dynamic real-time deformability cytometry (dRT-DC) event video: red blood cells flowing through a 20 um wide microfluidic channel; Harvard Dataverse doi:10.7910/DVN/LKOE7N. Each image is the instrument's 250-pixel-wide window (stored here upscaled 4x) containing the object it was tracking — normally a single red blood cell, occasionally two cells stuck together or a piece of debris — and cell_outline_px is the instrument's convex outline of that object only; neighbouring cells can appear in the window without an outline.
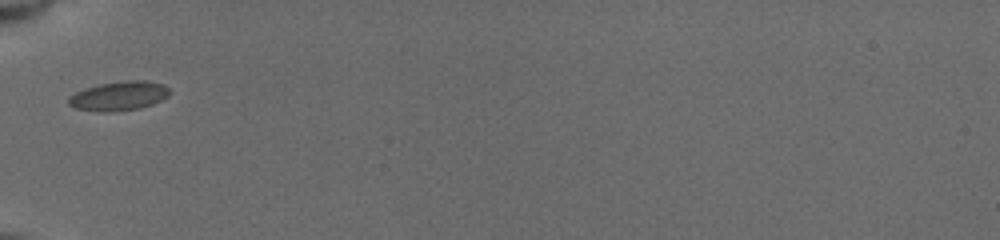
{"species": "common noctule bat (a hibernating species)", "species_latin": "Nyctalus noctula", "temperature_condition": "cold", "stored_images_in_passage": 5, "camera_frame_rate_fps": 3000, "um_per_image_px": 0.085, "animal": {"sex": "female", "body_mass_g": 19.5, "forearm_length_mm": 54.1}, "frame": {"image": 1, "passage_image": 1, "time_ms": 0.0, "image_size_px": [1000, 240], "cell_outline_px": [[168, 96], [152, 104], [140, 108], [108, 112], [104, 112], [76, 108], [68, 104], [68, 96], [76, 92], [100, 84], [124, 80], [144, 80], [164, 84], [168, 88]], "centroid_in_image_um": [10.11, 8.15], "position_along_channel_um": 74.9, "area_um2": 16.99}}
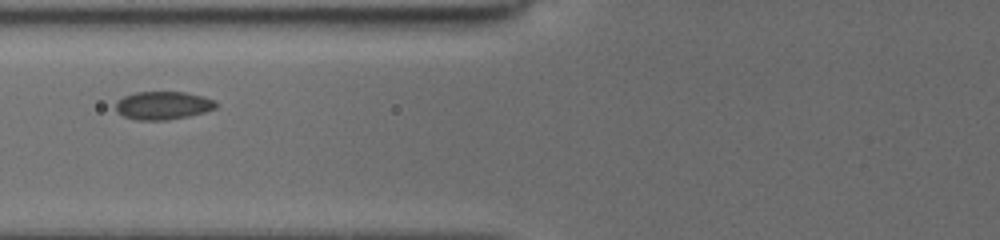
{"frame": {"image": 2, "passage_image": 4, "time_ms": 1.0, "image_size_px": [1000, 240], "cell_outline_px": [[216, 108], [204, 112], [188, 116], [168, 120], [136, 120], [124, 116], [116, 112], [116, 100], [124, 96], [136, 92], [184, 92], [216, 100]], "centroid_in_image_um": [13.82, 8.97], "position_along_channel_um": 112.0, "area_um2": 16.42}}